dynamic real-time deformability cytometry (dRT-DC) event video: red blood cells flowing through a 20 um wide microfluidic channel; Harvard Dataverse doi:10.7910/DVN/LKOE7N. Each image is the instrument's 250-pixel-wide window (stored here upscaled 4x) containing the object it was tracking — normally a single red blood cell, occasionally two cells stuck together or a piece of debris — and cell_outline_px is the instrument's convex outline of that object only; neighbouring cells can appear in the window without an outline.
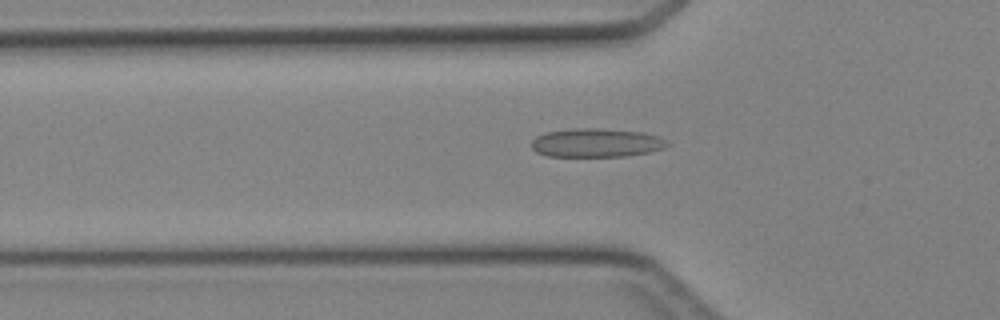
{"species": "Egyptian fruit bat (a non-hibernating species)", "species_latin": "Rousettus aegyptiacus", "temperature_condition": "cold", "stored_images_in_passage": 31, "camera_frame_rate_fps": 3000, "um_per_image_px": 0.085, "animal": {"sex": "female"}, "frame": {"image": 1, "passage_image": 7, "time_ms": 2.0, "image_size_px": [1000, 320], "cell_outline_px": [[668, 144], [664, 148], [648, 152], [628, 156], [548, 156], [536, 152], [532, 148], [532, 140], [536, 136], [544, 132], [572, 128], [600, 128], [644, 132], [660, 136]], "centroid_in_image_um": [50.67, 12.12], "position_along_channel_um": 75.1, "area_um2": 22.83}}
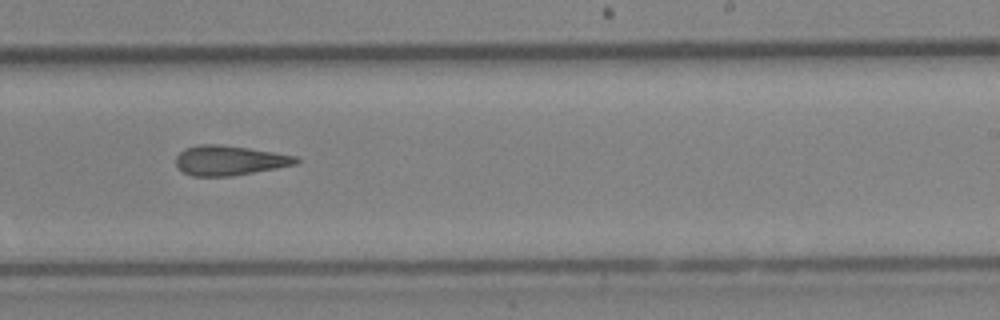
{"frame": {"image": 2, "passage_image": 20, "time_ms": 6.333, "image_size_px": [1000, 320], "cell_outline_px": [[300, 160], [296, 164], [276, 168], [232, 176], [192, 176], [184, 172], [176, 164], [176, 156], [184, 148], [200, 144], [216, 144], [248, 148], [296, 156]], "centroid_in_image_um": [19.48, 13.63], "position_along_channel_um": 269.5, "area_um2": 20.63}}
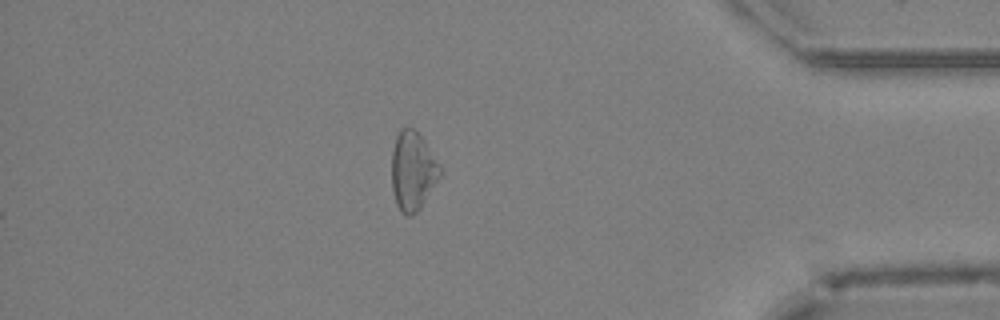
{"frame": {"image": 3, "passage_image": 31, "time_ms": 10.0, "image_size_px": [1000, 320], "cell_outline_px": [[440, 176], [420, 208], [416, 212], [408, 216], [400, 212], [396, 204], [392, 188], [392, 152], [396, 136], [400, 128], [408, 124], [424, 140], [440, 164]], "centroid_in_image_um": [35.06, 14.5], "position_along_channel_um": 400.1, "area_um2": 22.14}}